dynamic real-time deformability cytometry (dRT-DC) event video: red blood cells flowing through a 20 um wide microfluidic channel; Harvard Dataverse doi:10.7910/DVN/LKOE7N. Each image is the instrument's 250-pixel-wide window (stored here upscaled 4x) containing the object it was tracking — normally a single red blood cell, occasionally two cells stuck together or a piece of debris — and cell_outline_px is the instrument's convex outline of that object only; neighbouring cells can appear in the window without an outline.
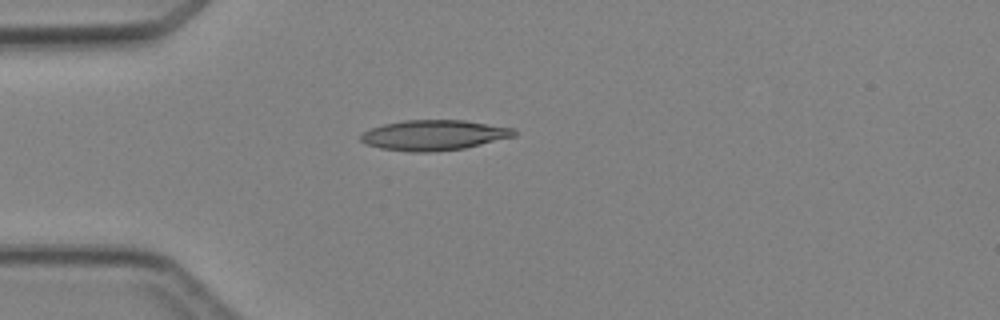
{"species": "Egyptian fruit bat (a non-hibernating species)", "species_latin": "Rousettus aegyptiacus", "temperature_condition": "cold", "stored_images_in_passage": 1, "camera_frame_rate_fps": 3000, "um_per_image_px": 0.085, "animal": {"sex": "female"}, "frame": {"image": 1, "passage_image": 1, "time_ms": 0.0, "image_size_px": [1000, 320], "cell_outline_px": [[516, 136], [464, 148], [432, 152], [408, 152], [380, 148], [364, 144], [360, 140], [360, 136], [364, 132], [372, 128], [384, 124], [404, 120], [464, 120], [512, 128], [516, 132]], "centroid_in_image_um": [36.85, 11.49], "position_along_channel_um": 48.1, "area_um2": 26.99}}